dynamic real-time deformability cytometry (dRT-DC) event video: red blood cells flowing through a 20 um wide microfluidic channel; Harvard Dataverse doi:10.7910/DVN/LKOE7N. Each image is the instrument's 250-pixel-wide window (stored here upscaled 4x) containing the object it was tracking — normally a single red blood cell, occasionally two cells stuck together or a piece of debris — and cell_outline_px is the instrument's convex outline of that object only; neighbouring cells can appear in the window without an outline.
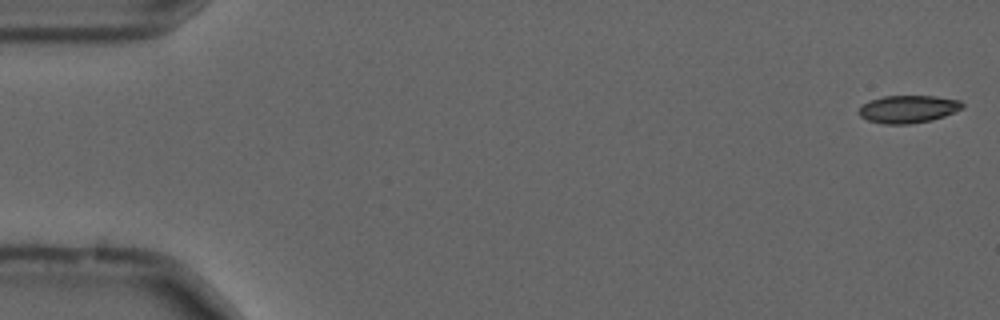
{"species": "common noctule bat (a hibernating species)", "species_latin": "Nyctalus noctula", "temperature_condition": "cold", "stored_images_in_passage": 20, "camera_frame_rate_fps": 3000, "um_per_image_px": 0.085, "animal": {"sex": "male", "forearm_length_mm": 52.5}, "frame": {"image": 1, "passage_image": 1, "time_ms": 0.0, "image_size_px": [1000, 320], "cell_outline_px": [[964, 108], [944, 116], [932, 120], [908, 124], [884, 124], [868, 120], [860, 116], [856, 112], [868, 100], [884, 96], [936, 96], [960, 100], [964, 104]], "centroid_in_image_um": [77.19, 9.27], "position_along_channel_um": 7.8, "area_um2": 16.76}}
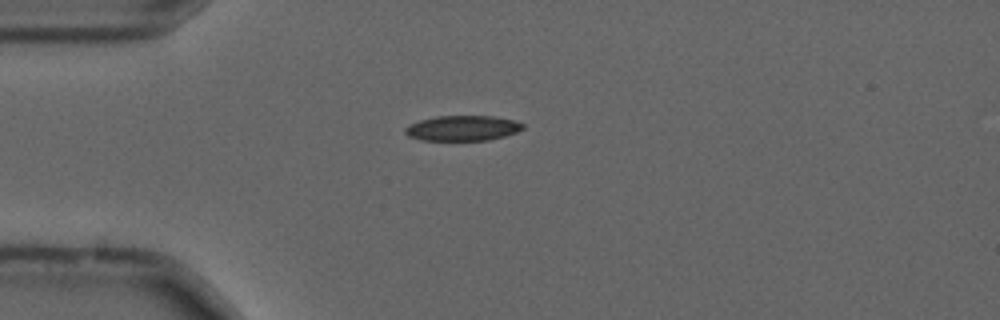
{"frame": {"image": 2, "passage_image": 14, "time_ms": 4.333, "image_size_px": [1000, 320], "cell_outline_px": [[524, 128], [516, 132], [504, 136], [488, 140], [420, 140], [408, 136], [404, 132], [404, 128], [408, 124], [420, 120], [436, 116], [492, 116], [516, 120], [524, 124]], "centroid_in_image_um": [39.3, 10.89], "position_along_channel_um": 45.7, "area_um2": 17.4}}
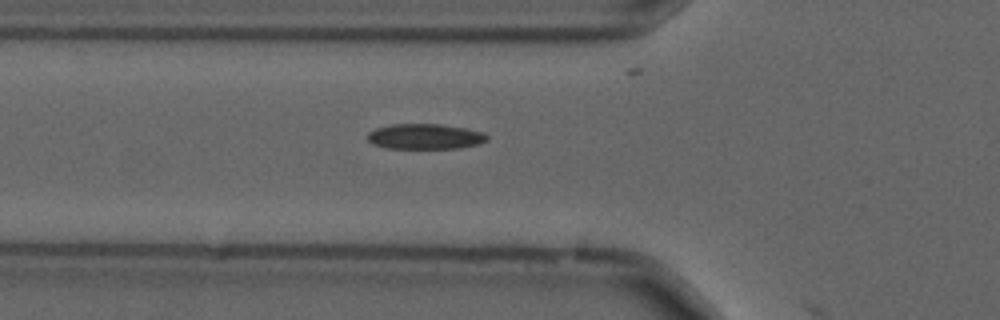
{"frame": {"image": 3, "passage_image": 19, "time_ms": 6.0, "image_size_px": [1000, 320], "cell_outline_px": [[488, 140], [480, 144], [460, 148], [388, 148], [372, 144], [368, 140], [368, 132], [376, 128], [392, 124], [440, 124], [468, 128], [484, 132], [488, 136]], "centroid_in_image_um": [36.17, 11.6], "position_along_channel_um": 89.6, "area_um2": 17.8}}